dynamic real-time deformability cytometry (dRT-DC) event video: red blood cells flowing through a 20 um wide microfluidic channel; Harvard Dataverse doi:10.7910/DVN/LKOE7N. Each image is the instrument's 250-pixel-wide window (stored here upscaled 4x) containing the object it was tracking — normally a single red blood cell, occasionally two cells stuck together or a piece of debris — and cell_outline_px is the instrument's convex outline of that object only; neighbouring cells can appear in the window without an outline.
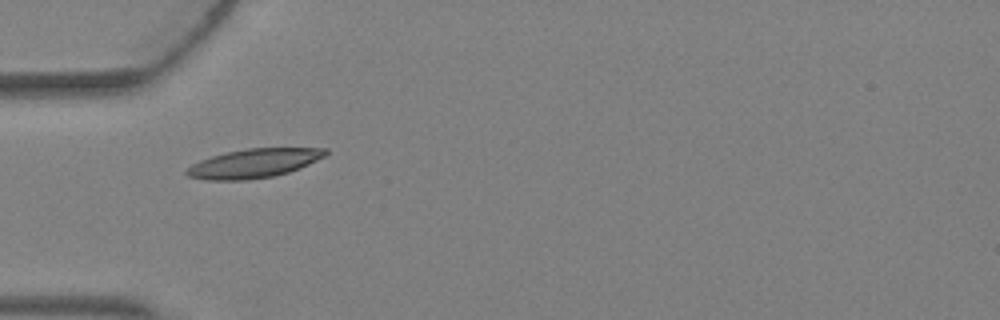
{"species": "Egyptian fruit bat (a non-hibernating species)", "species_latin": "Rousettus aegyptiacus", "temperature_condition": "warm", "stored_images_in_passage": 4, "camera_frame_rate_fps": 3000, "um_per_image_px": 0.085, "animal": {"sex": "female"}, "frame": {"image": 1, "passage_image": 3, "time_ms": 0.667, "image_size_px": [1000, 320], "cell_outline_px": [[328, 152], [324, 156], [300, 168], [288, 172], [272, 176], [248, 180], [208, 180], [188, 176], [184, 172], [192, 164], [200, 160], [212, 156], [228, 152], [248, 148], [328, 148]], "centroid_in_image_um": [21.57, 13.88], "position_along_channel_um": 63.4, "area_um2": 23.24}}
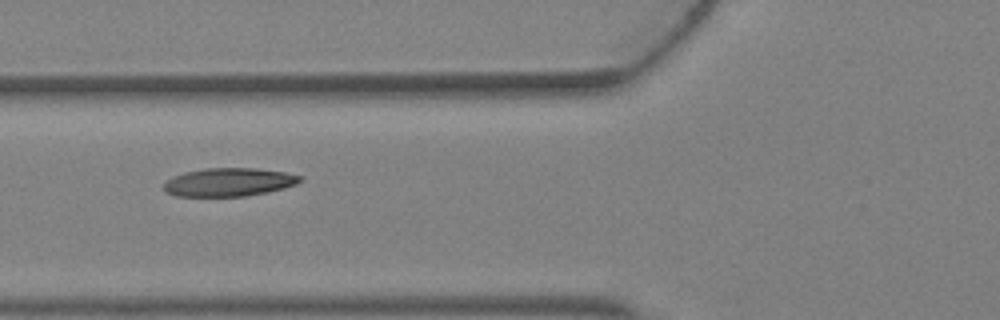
{"frame": {"image": 2, "passage_image": 4, "time_ms": 1.0, "image_size_px": [1000, 320], "cell_outline_px": [[300, 180], [296, 184], [284, 188], [268, 192], [248, 196], [176, 196], [164, 192], [164, 184], [172, 176], [184, 172], [204, 168], [256, 168], [284, 172], [300, 176]], "centroid_in_image_um": [19.42, 15.48], "position_along_channel_um": 106.4, "area_um2": 22.48}}